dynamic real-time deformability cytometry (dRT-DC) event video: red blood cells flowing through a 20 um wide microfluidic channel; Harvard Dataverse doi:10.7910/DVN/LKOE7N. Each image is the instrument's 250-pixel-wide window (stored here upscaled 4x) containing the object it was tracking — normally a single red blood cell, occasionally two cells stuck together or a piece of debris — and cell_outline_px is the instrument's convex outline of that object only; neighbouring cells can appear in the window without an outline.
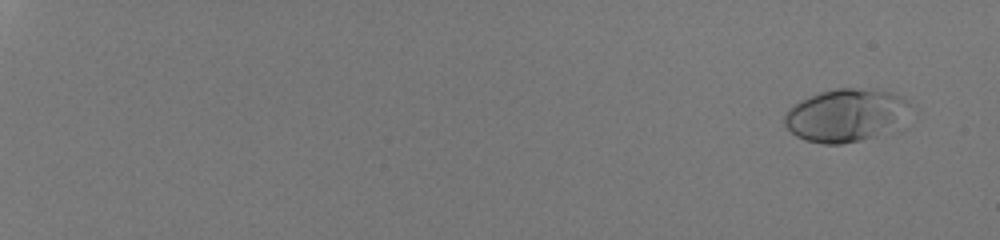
{"species": "human", "species_latin": "Homo sapiens", "temperature_condition": "room temperature", "stored_images_in_passage": 55, "camera_frame_rate_fps": 3000, "um_per_image_px": 0.085, "donor": {"sex": "male"}, "frame": {"image": 1, "passage_image": 4, "time_ms": 1.0, "image_size_px": [1000, 240], "cell_outline_px": [[912, 104], [872, 136], [860, 140], [840, 144], [824, 144], [804, 140], [796, 136], [784, 124], [784, 112], [808, 96], [820, 92], [836, 88], [852, 88], [888, 92], [900, 96]], "centroid_in_image_um": [71.67, 9.77], "position_along_channel_um": 13.3, "area_um2": 36.59}}
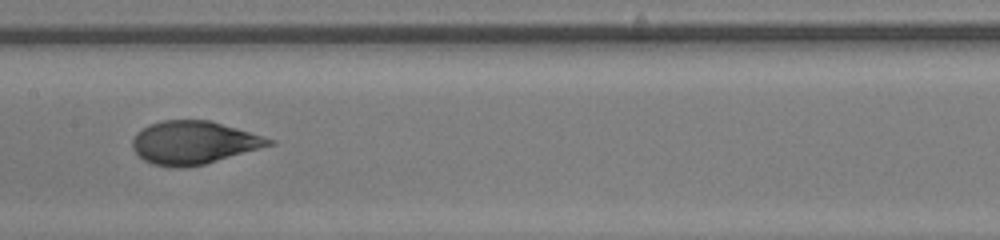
{"frame": {"image": 2, "passage_image": 34, "time_ms": 11.0, "image_size_px": [1000, 240], "cell_outline_px": [[276, 144], [204, 164], [184, 168], [176, 168], [152, 164], [144, 160], [132, 148], [132, 140], [136, 132], [148, 124], [164, 120], [212, 120], [276, 140]], "centroid_in_image_um": [16.47, 12.12], "position_along_channel_um": 190.9, "area_um2": 34.45}}
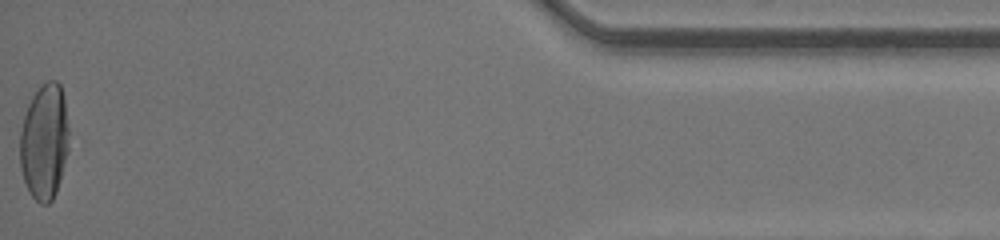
{"frame": {"image": 3, "passage_image": 55, "time_ms": 18.0, "image_size_px": [1000, 240], "cell_outline_px": [[68, 152], [56, 192], [52, 200], [48, 204], [40, 204], [32, 196], [24, 180], [20, 168], [20, 132], [24, 116], [28, 104], [32, 96], [48, 80], [56, 80], [60, 84], [64, 96], [68, 128]], "centroid_in_image_um": [3.77, 12.05], "position_along_channel_um": 431.4, "area_um2": 33.0}, "authors_computed_cell_mechanics": {"area_um2": 34.2754, "velocity_mm_per_s": 4.2634, "shape_relaxation_time_tau1_ms": 4.3542, "shape_relaxation_time_tau2_ms": null, "deformation_change_tau1": 0.2107, "deformation_change_tau2": null}}